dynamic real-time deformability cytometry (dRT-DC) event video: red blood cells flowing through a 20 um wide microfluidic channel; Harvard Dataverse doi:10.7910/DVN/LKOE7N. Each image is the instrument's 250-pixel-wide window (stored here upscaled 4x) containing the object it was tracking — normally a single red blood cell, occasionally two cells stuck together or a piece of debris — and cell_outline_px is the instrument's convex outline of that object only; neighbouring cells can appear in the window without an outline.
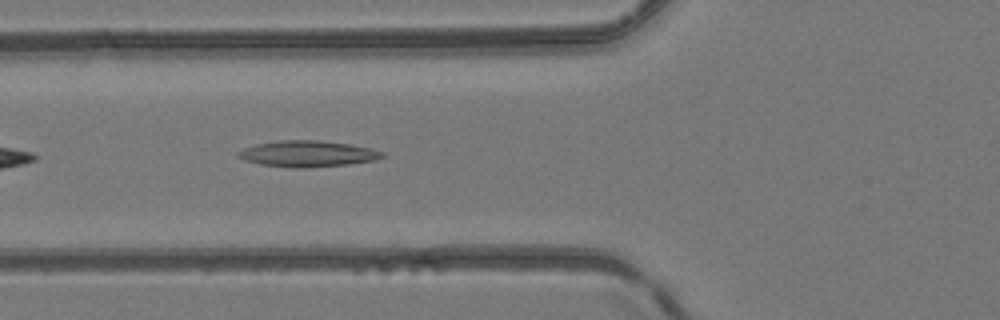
{"species": "common noctule bat (a hibernating species)", "species_latin": "Nyctalus noctula", "temperature_condition": "room temperature", "stored_images_in_passage": 28, "camera_frame_rate_fps": 3000, "um_per_image_px": 0.085, "animal": {"sex": "female", "body_mass_g": 24.6, "forearm_length_mm": 56.2}, "frame": {"image": 1, "passage_image": 4, "time_ms": 1.0, "image_size_px": [1000, 320], "cell_outline_px": [[388, 156], [376, 160], [348, 164], [304, 168], [292, 168], [260, 164], [244, 160], [236, 156], [236, 152], [244, 148], [256, 144], [276, 140], [316, 140], [348, 144], [372, 148], [384, 152]], "centroid_in_image_um": [26.15, 13.07], "position_along_channel_um": 99.6, "area_um2": 22.14}}
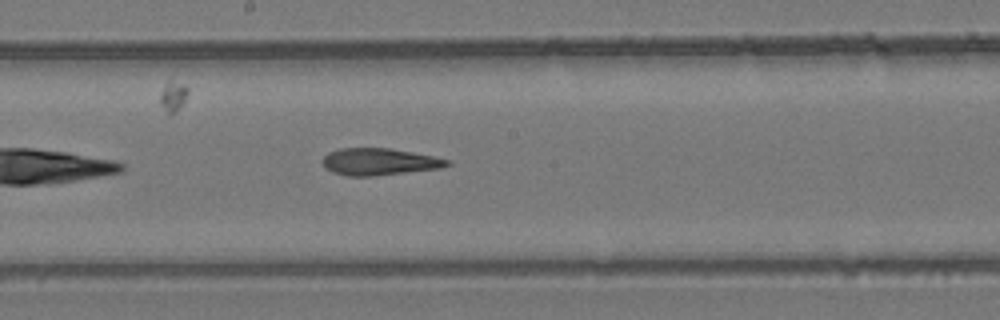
{"frame": {"image": 2, "passage_image": 12, "time_ms": 3.667, "image_size_px": [1000, 320], "cell_outline_px": [[452, 164], [440, 168], [372, 176], [348, 176], [332, 172], [324, 168], [320, 160], [328, 152], [340, 148], [392, 148], [452, 160]], "centroid_in_image_um": [32.2, 13.74], "position_along_channel_um": 216.0, "area_um2": 19.71}}
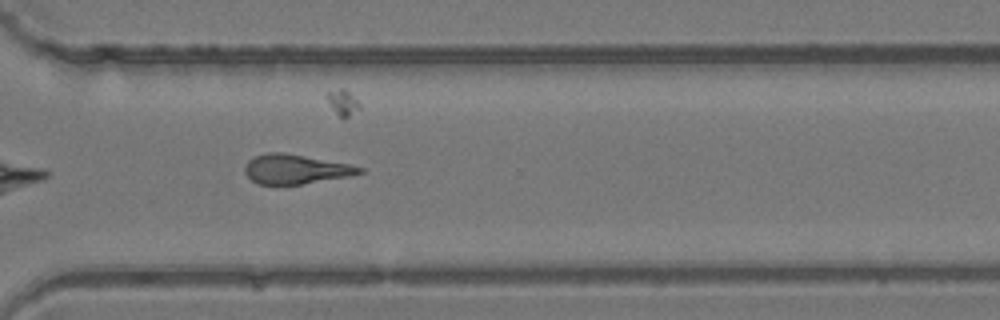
{"frame": {"image": 3, "passage_image": 21, "time_ms": 6.667, "image_size_px": [1000, 320], "cell_outline_px": [[364, 172], [348, 176], [300, 184], [256, 184], [244, 172], [244, 168], [248, 160], [252, 156], [268, 152], [280, 152], [348, 164], [364, 168]], "centroid_in_image_um": [25.06, 14.37], "position_along_channel_um": 345.5, "area_um2": 19.36}}